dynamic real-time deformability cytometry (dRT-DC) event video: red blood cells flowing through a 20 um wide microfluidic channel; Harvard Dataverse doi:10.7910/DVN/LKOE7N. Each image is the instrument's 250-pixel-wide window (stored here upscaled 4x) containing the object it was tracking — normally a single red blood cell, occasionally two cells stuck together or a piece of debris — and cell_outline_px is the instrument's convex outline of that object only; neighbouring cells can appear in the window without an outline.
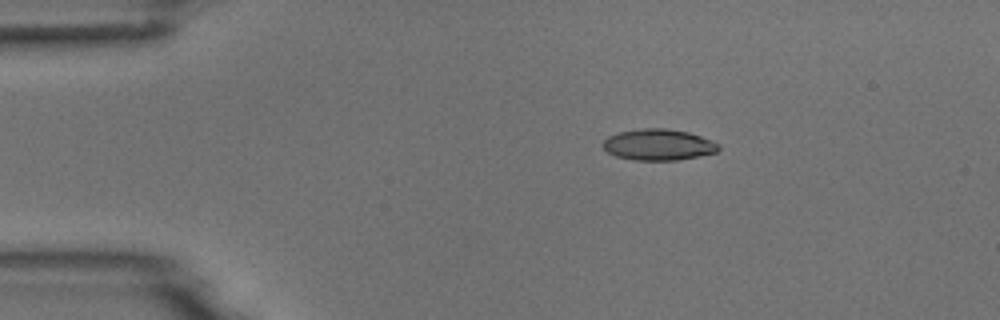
{"species": "common noctule bat (a hibernating species)", "species_latin": "Nyctalus noctula", "temperature_condition": "room temperature", "stored_images_in_passage": 7, "camera_frame_rate_fps": 3000, "um_per_image_px": 0.085, "animal": {"sex": "male", "body_mass_g": 18.8}, "frame": {"image": 1, "passage_image": 2, "time_ms": 1.333, "image_size_px": [1000, 320], "cell_outline_px": [[720, 148], [716, 152], [700, 156], [676, 160], [636, 160], [616, 156], [608, 152], [600, 144], [608, 136], [620, 132], [644, 128], [664, 128], [688, 132], [712, 140], [720, 144]], "centroid_in_image_um": [55.97, 12.3], "position_along_channel_um": 29.0, "area_um2": 20.98}}
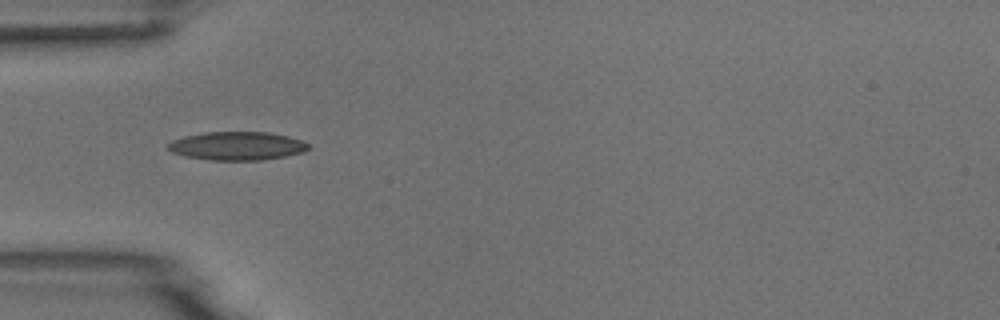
{"frame": {"image": 2, "passage_image": 4, "time_ms": 3.667, "image_size_px": [1000, 320], "cell_outline_px": [[308, 148], [304, 152], [284, 156], [260, 160], [208, 160], [184, 156], [172, 152], [168, 148], [168, 144], [172, 140], [184, 136], [204, 132], [268, 132], [288, 136], [300, 140], [308, 144]], "centroid_in_image_um": [20.12, 12.4], "position_along_channel_um": 64.9, "area_um2": 23.18}}